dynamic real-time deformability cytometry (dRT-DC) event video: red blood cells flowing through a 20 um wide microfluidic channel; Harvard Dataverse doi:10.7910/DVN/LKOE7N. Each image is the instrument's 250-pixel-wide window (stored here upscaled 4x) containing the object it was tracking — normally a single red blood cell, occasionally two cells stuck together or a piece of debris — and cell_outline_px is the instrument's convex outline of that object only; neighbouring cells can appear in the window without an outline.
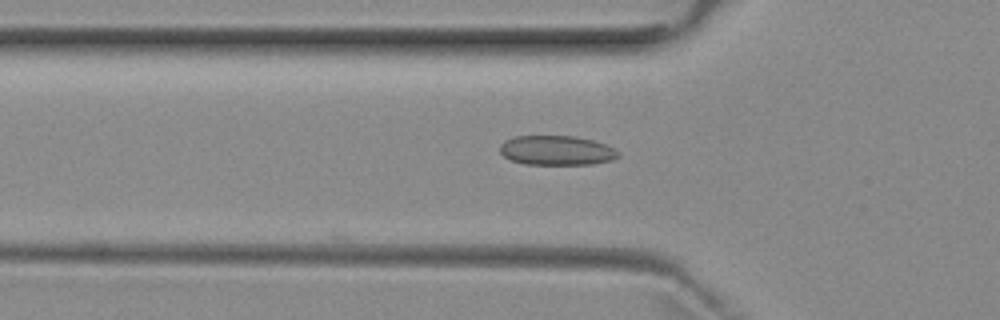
{"species": "common noctule bat (a hibernating species)", "species_latin": "Nyctalus noctula", "temperature_condition": "room temperature", "stored_images_in_passage": 6, "camera_frame_rate_fps": 3000, "um_per_image_px": 0.085, "animal": {"sex": "female", "body_mass_g": 29.2, "forearm_length_mm": 56.3}, "frame": {"image": 1, "passage_image": 5, "time_ms": 5.0, "image_size_px": [1000, 320], "cell_outline_px": [[620, 156], [612, 160], [592, 164], [524, 164], [512, 160], [504, 156], [500, 152], [500, 144], [504, 140], [516, 136], [572, 136], [592, 140], [604, 144], [620, 152]], "centroid_in_image_um": [47.3, 12.78], "position_along_channel_um": 78.5, "area_um2": 20.29}}
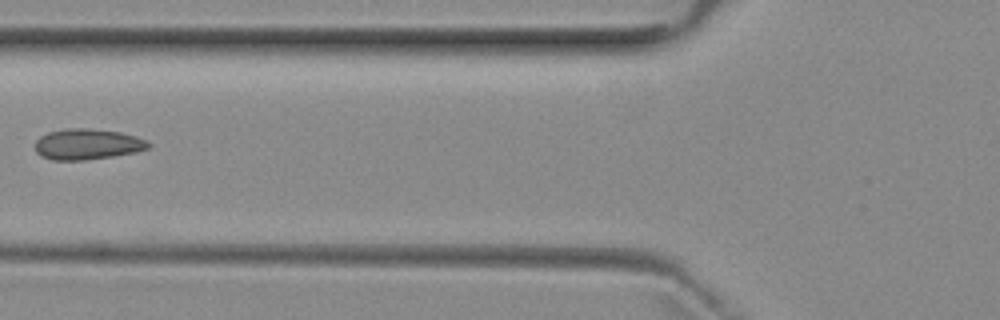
{"frame": {"image": 2, "passage_image": 6, "time_ms": 6.0, "image_size_px": [1000, 320], "cell_outline_px": [[152, 144], [148, 148], [136, 152], [112, 156], [84, 160], [52, 160], [40, 156], [36, 152], [36, 140], [40, 136], [48, 132], [68, 128], [88, 128], [120, 132], [136, 136], [148, 140]], "centroid_in_image_um": [7.44, 12.25], "position_along_channel_um": 118.4, "area_um2": 20.4}}